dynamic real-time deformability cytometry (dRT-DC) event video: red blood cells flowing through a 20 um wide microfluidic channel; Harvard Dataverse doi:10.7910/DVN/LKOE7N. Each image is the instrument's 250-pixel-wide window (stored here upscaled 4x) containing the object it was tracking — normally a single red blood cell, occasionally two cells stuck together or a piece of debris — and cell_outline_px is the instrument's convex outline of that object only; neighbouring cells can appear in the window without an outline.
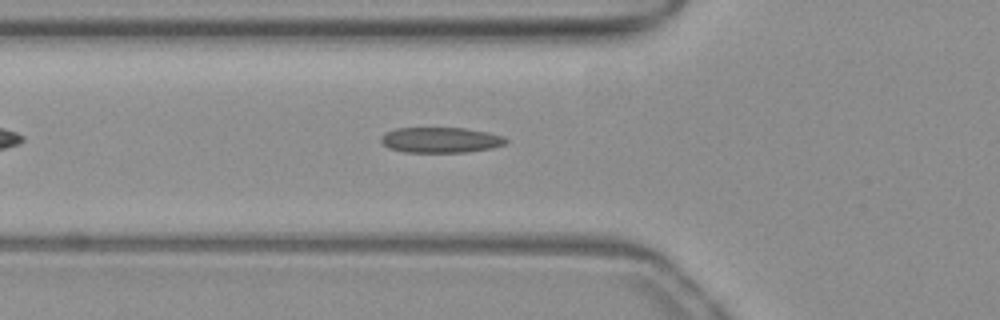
{"species": "common noctule bat (a hibernating species)", "species_latin": "Nyctalus noctula", "temperature_condition": "warm", "stored_images_in_passage": 40, "camera_frame_rate_fps": 3000, "um_per_image_px": 0.085, "animal": {"sex": "female", "body_mass_g": 19.3, "forearm_length_mm": 54.1}, "frame": {"image": 1, "passage_image": 8, "time_ms": 2.333, "image_size_px": [1000, 320], "cell_outline_px": [[508, 140], [504, 144], [492, 148], [464, 152], [404, 152], [388, 148], [380, 140], [380, 136], [384, 132], [396, 128], [464, 128], [488, 132], [504, 136]], "centroid_in_image_um": [37.43, 11.89], "position_along_channel_um": 88.4, "area_um2": 18.61}}
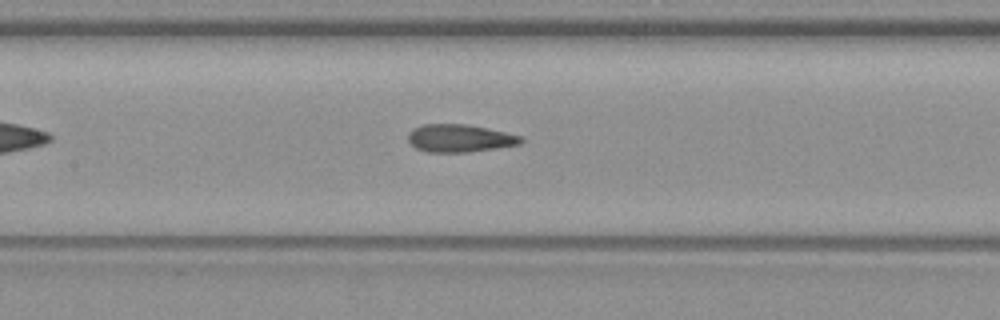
{"frame": {"image": 2, "passage_image": 14, "time_ms": 4.333, "image_size_px": [1000, 320], "cell_outline_px": [[524, 140], [520, 144], [496, 148], [468, 152], [428, 152], [416, 148], [408, 140], [408, 132], [424, 124], [468, 124], [488, 128], [524, 136]], "centroid_in_image_um": [39.12, 11.75], "position_along_channel_um": 168.3, "area_um2": 18.26}}
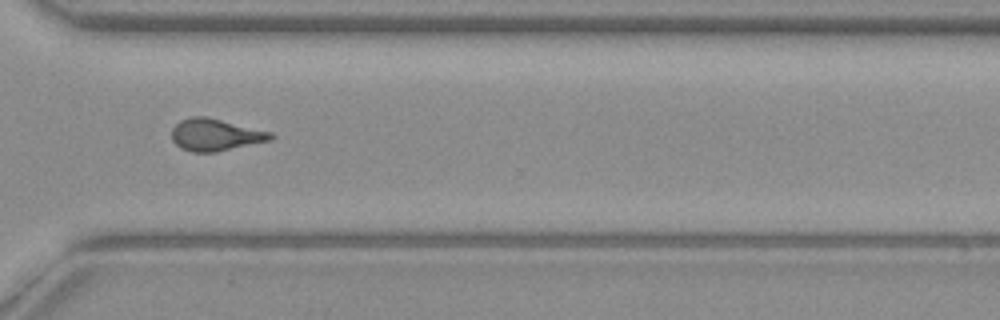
{"frame": {"image": 3, "passage_image": 28, "time_ms": 9.0, "image_size_px": [1000, 320], "cell_outline_px": [[276, 136], [272, 140], [216, 152], [192, 152], [180, 148], [172, 140], [172, 128], [180, 120], [192, 116], [208, 116], [272, 132]], "centroid_in_image_um": [18.33, 11.45], "position_along_channel_um": 352.3, "area_um2": 18.73}, "authors_computed_cell_mechanics": {"area_um2": 18.2937, "velocity_mm_per_s": 3.949, "shape_relaxation_time_tau1_ms": 7.4342, "shape_relaxation_time_tau2_ms": 1.5807, "deformation_change_tau1": 0.2101, "deformation_change_tau2": 0.1095}}